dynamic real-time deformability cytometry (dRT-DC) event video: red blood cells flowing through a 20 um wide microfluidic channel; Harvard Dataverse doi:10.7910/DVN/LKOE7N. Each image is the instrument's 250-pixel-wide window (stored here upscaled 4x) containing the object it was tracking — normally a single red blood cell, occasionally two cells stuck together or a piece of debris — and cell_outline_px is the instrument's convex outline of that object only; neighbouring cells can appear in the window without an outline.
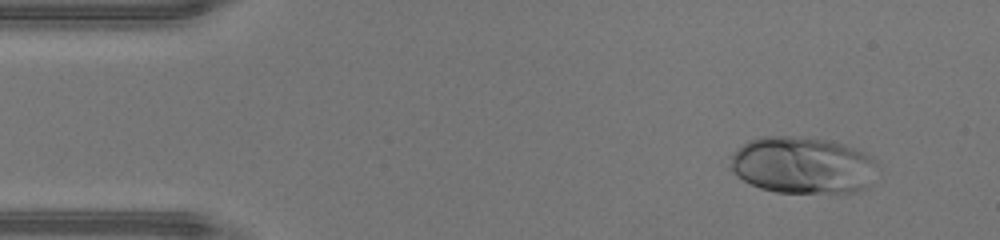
{"species": "human", "species_latin": "Homo sapiens", "temperature_condition": "warm", "stored_images_in_passage": 44, "camera_frame_rate_fps": 3000, "um_per_image_px": 0.085, "donor": {"sex": "male"}, "frame": {"image": 1, "passage_image": 3, "time_ms": 0.667, "image_size_px": [1000, 240], "cell_outline_px": [[880, 164], [872, 184], [868, 188], [860, 192], [776, 192], [760, 188], [744, 180], [732, 172], [728, 168], [728, 156], [732, 152], [748, 140], [764, 136], [796, 136], [828, 140], [844, 144], [864, 152], [872, 156]], "centroid_in_image_um": [68.25, 14.04], "position_along_channel_um": 16.8, "area_um2": 49.77}}
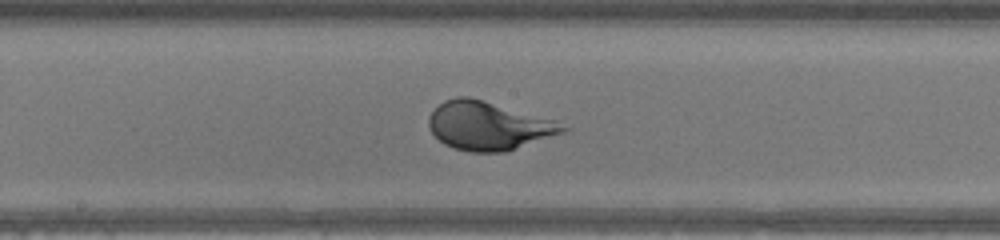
{"frame": {"image": 2, "passage_image": 22, "time_ms": 7.0, "image_size_px": [1000, 240], "cell_outline_px": [[572, 128], [564, 132], [504, 152], [468, 152], [444, 144], [432, 132], [428, 124], [428, 116], [444, 100], [456, 96], [468, 96], [552, 120]], "centroid_in_image_um": [41.48, 10.7], "position_along_channel_um": 206.7, "area_um2": 37.17}}
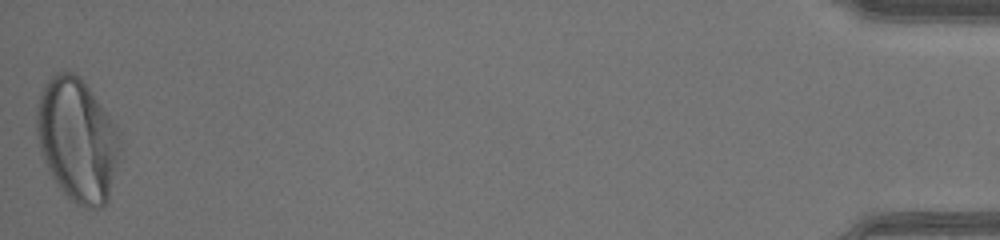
{"frame": {"image": 3, "passage_image": 44, "time_ms": 14.333, "image_size_px": [1000, 240], "cell_outline_px": [[120, 152], [108, 200], [104, 208], [84, 208], [76, 204], [56, 184], [40, 152], [36, 132], [36, 108], [40, 92], [44, 84], [56, 72], [68, 68], [76, 72], [116, 124], [120, 132]], "centroid_in_image_um": [6.56, 11.86], "position_along_channel_um": 428.6, "area_um2": 60.34}, "authors_computed_cell_mechanics": {"area_um2": 42.0206, "velocity_mm_per_s": 4.4755, "shape_relaxation_time_tau1_ms": 2.6737, "shape_relaxation_time_tau2_ms": null, "deformation_change_tau1": 0.2183, "deformation_change_tau2": null}}